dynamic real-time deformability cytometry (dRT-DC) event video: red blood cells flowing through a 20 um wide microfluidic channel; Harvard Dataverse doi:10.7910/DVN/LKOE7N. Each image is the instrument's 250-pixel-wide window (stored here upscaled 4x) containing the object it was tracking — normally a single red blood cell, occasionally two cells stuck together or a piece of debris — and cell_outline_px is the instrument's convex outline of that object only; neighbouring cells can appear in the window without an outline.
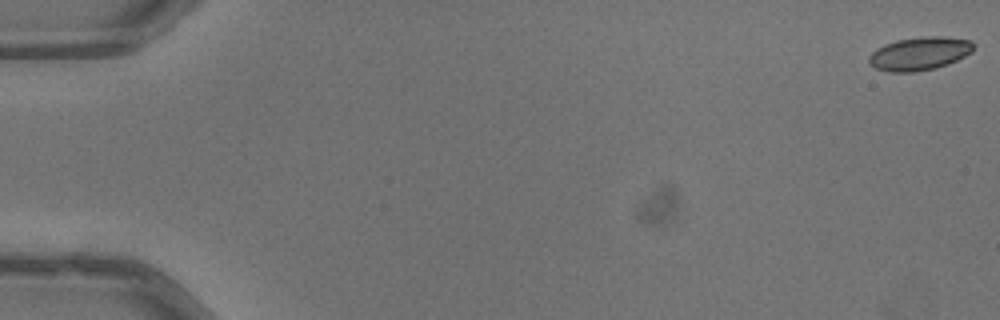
{"species": "common noctule bat (a hibernating species)", "species_latin": "Nyctalus noctula", "temperature_condition": "warm", "stored_images_in_passage": 49, "camera_frame_rate_fps": 3000, "um_per_image_px": 0.085, "animal": {"sex": "male", "body_mass_g": 13.3}, "frame": {"image": 1, "passage_image": 1, "time_ms": 0.0, "image_size_px": [1000, 320], "cell_outline_px": [[976, 44], [972, 52], [948, 64], [936, 68], [916, 72], [888, 72], [876, 68], [868, 64], [868, 56], [876, 48], [884, 44], [896, 40], [924, 36], [944, 36], [972, 40]], "centroid_in_image_um": [78.16, 4.55], "position_along_channel_um": 6.8, "area_um2": 20.63}}
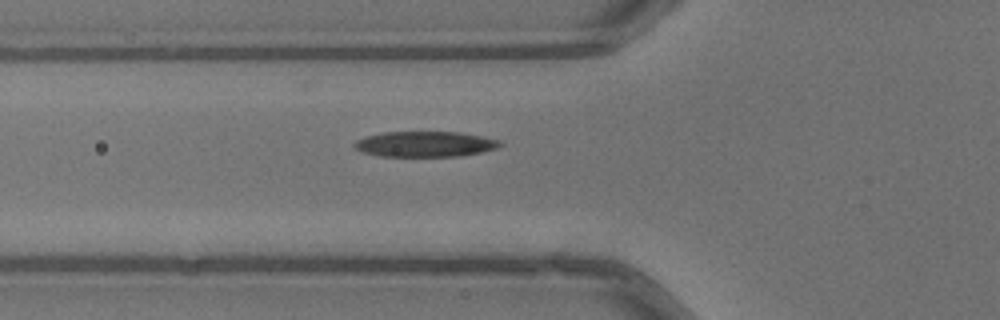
{"frame": {"image": 2, "passage_image": 20, "time_ms": 6.333, "image_size_px": [1000, 320], "cell_outline_px": [[504, 144], [496, 148], [480, 152], [460, 156], [380, 156], [364, 152], [356, 148], [352, 144], [356, 140], [368, 136], [384, 132], [460, 132], [500, 140]], "centroid_in_image_um": [36.15, 12.24], "position_along_channel_um": 89.7, "area_um2": 21.44}}
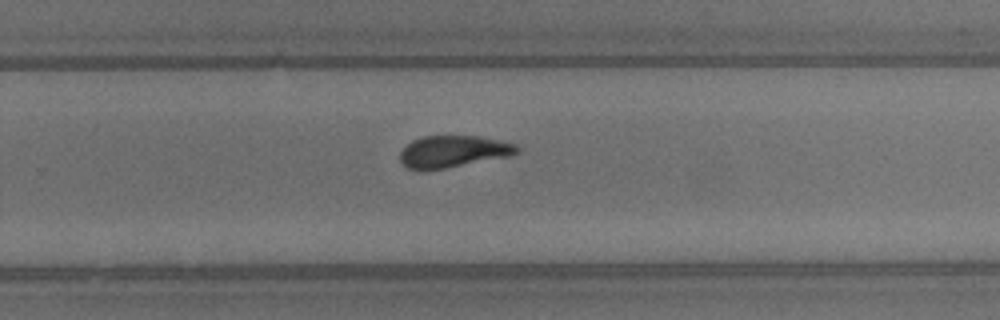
{"frame": {"image": 3, "passage_image": 35, "time_ms": 11.333, "image_size_px": [1000, 320], "cell_outline_px": [[520, 152], [512, 156], [424, 172], [408, 168], [400, 164], [400, 152], [412, 140], [424, 136], [480, 136], [516, 144], [520, 148]], "centroid_in_image_um": [38.52, 12.9], "position_along_channel_um": 291.3, "area_um2": 22.14}}